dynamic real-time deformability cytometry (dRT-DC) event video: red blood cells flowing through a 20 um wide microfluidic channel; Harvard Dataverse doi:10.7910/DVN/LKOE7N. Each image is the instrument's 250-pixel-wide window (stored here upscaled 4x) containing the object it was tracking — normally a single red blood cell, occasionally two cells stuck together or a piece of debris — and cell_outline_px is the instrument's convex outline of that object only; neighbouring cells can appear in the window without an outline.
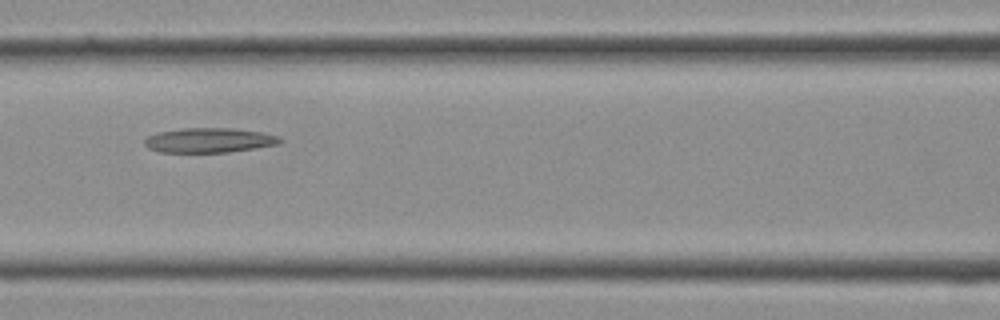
{"species": "Egyptian fruit bat (a non-hibernating species)", "species_latin": "Rousettus aegyptiacus", "temperature_condition": "cold", "stored_images_in_passage": 18, "camera_frame_rate_fps": 3000, "um_per_image_px": 0.085, "frame": {"image": 1, "passage_image": 13, "time_ms": 4.0, "image_size_px": [1000, 320], "cell_outline_px": [[284, 140], [276, 144], [256, 148], [228, 152], [160, 152], [148, 148], [144, 144], [144, 140], [148, 136], [160, 132], [184, 128], [228, 128], [260, 132], [280, 136]], "centroid_in_image_um": [17.78, 11.92], "position_along_channel_um": 148.8, "area_um2": 19.31}}
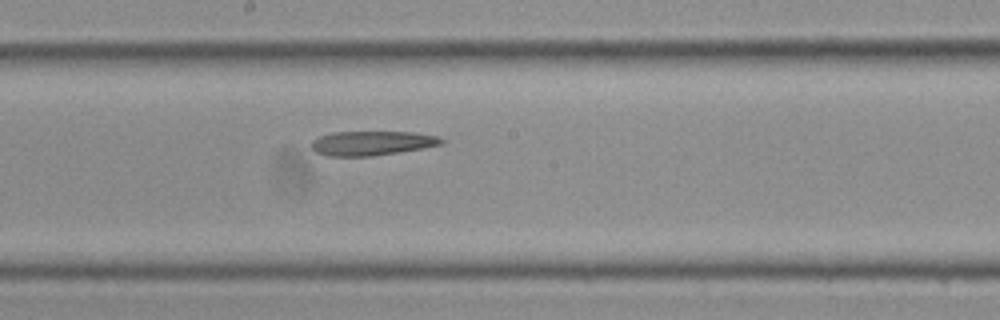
{"frame": {"image": 2, "passage_image": 16, "time_ms": 5.0, "image_size_px": [1000, 320], "cell_outline_px": [[444, 144], [424, 148], [372, 156], [328, 156], [316, 152], [312, 148], [312, 140], [320, 136], [332, 132], [416, 132], [436, 136], [444, 140]], "centroid_in_image_um": [31.63, 12.16], "position_along_channel_um": 216.6, "area_um2": 18.44}}
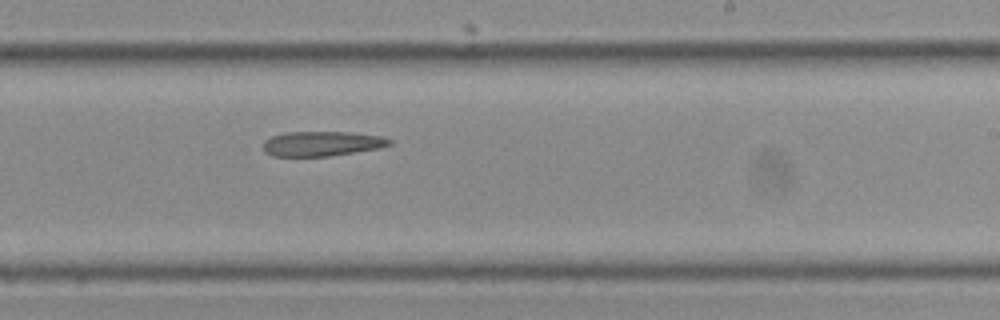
{"frame": {"image": 3, "passage_image": 18, "time_ms": 5.667, "image_size_px": [1000, 320], "cell_outline_px": [[392, 144], [380, 148], [328, 156], [272, 156], [264, 152], [264, 140], [272, 136], [288, 132], [352, 132], [380, 136], [392, 140]], "centroid_in_image_um": [27.36, 12.21], "position_along_channel_um": 261.6, "area_um2": 18.21}}